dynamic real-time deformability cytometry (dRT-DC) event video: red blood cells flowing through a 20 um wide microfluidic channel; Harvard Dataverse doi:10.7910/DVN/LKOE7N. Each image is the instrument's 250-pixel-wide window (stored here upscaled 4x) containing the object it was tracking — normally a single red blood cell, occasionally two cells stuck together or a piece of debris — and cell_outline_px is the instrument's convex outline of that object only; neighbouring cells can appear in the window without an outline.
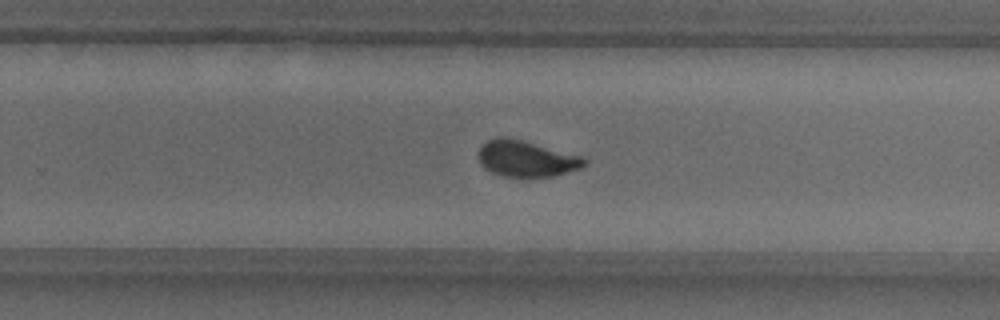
{"species": "common noctule bat (a hibernating species)", "species_latin": "Nyctalus noctula", "temperature_condition": "warm", "stored_images_in_passage": 42, "camera_frame_rate_fps": 3000, "um_per_image_px": 0.085, "animal": {"sex": "male", "body_mass_g": 18.8}, "frame": {"image": 1, "passage_image": 33, "time_ms": 10.667, "image_size_px": [1000, 320], "cell_outline_px": [[588, 164], [580, 168], [552, 176], [504, 176], [492, 172], [484, 168], [480, 164], [480, 148], [488, 140], [496, 136], [508, 136], [584, 156], [588, 160]], "centroid_in_image_um": [44.78, 13.46], "position_along_channel_um": 285.0, "area_um2": 22.31}, "authors_computed_cell_mechanics": {"area_um2": 22.5709, "velocity_mm_per_s": 3.8241, "shape_relaxation_time_tau1_ms": 3.1697, "shape_relaxation_time_tau2_ms": null, "deformation_change_tau1": 0.1317, "deformation_change_tau2": null}}